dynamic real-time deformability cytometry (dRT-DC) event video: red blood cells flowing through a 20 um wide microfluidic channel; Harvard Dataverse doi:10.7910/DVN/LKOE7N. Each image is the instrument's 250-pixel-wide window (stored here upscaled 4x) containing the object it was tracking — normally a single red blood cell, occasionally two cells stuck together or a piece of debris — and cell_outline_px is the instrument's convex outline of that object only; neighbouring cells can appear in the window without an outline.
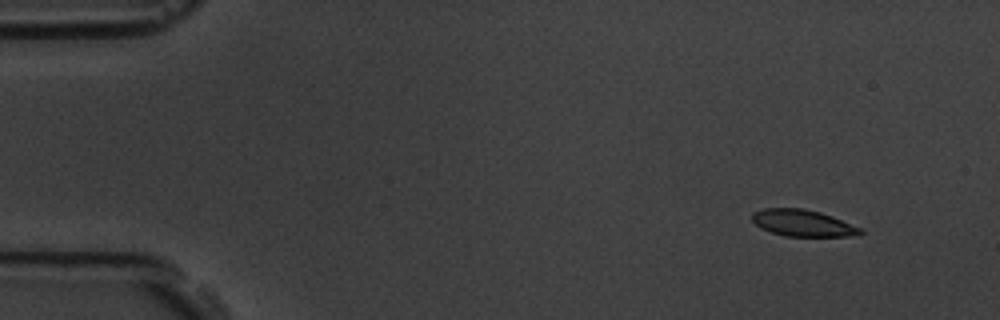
{"species": "common noctule bat (a hibernating species)", "species_latin": "Nyctalus noctula", "temperature_condition": "room temperature", "stored_images_in_passage": 5, "camera_frame_rate_fps": 3000, "um_per_image_px": 0.085, "animal": {"sex": "male", "body_mass_g": 19.5, "forearm_length_mm": 54.6}, "frame": {"image": 1, "passage_image": 2, "time_ms": 1.333, "image_size_px": [1000, 320], "cell_outline_px": [[864, 232], [860, 236], [784, 236], [760, 228], [752, 220], [752, 212], [764, 208], [804, 208], [820, 212], [832, 216], [864, 228]], "centroid_in_image_um": [68.29, 18.96], "position_along_channel_um": 16.7, "area_um2": 17.05}}
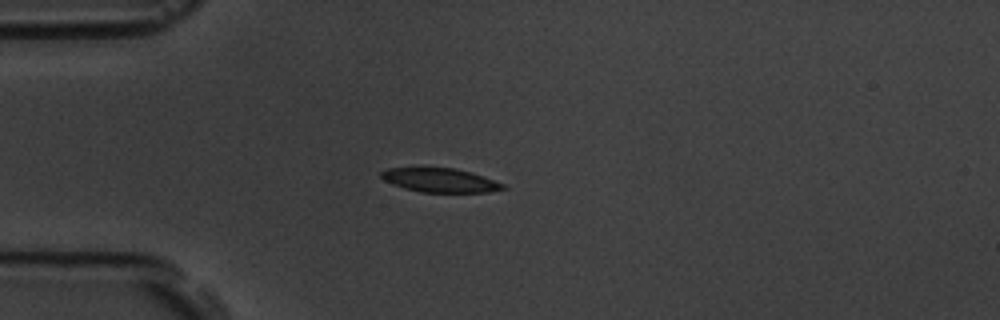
{"frame": {"image": 2, "passage_image": 5, "time_ms": 4.667, "image_size_px": [1000, 320], "cell_outline_px": [[508, 188], [488, 192], [420, 192], [404, 188], [392, 184], [384, 180], [380, 176], [380, 172], [388, 168], [424, 164], [456, 168], [472, 172], [504, 184]], "centroid_in_image_um": [37.33, 15.26], "position_along_channel_um": 47.7, "area_um2": 17.98}}